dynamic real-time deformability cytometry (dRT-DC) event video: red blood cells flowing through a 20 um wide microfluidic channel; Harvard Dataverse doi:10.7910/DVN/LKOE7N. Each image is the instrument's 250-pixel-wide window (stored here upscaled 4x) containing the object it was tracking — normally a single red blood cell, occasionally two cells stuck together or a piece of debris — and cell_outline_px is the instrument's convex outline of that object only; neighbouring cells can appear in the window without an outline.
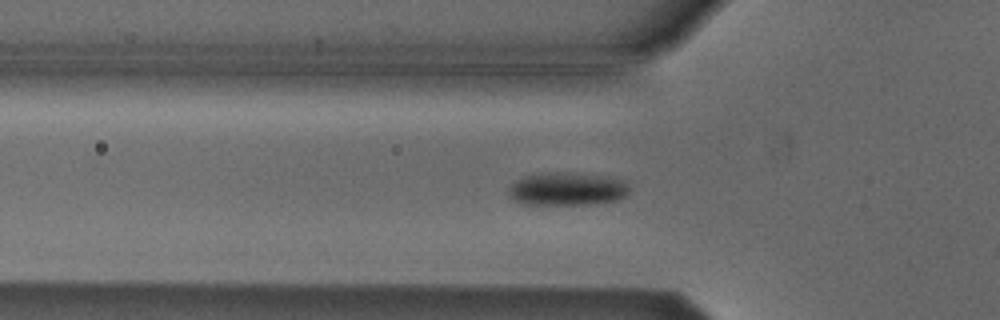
{"species": "Egyptian fruit bat (a non-hibernating species)", "species_latin": "Rousettus aegyptiacus", "temperature_condition": "cold", "stored_images_in_passage": 6, "camera_frame_rate_fps": 3000, "um_per_image_px": 0.085, "animal": {"sex": "male"}, "frame": {"image": 1, "passage_image": 5, "time_ms": 1.333, "image_size_px": [1000, 320], "cell_outline_px": [[628, 192], [624, 196], [616, 200], [588, 204], [520, 204], [512, 200], [508, 196], [508, 188], [516, 180], [524, 176], [548, 172], [568, 172], [608, 176], [628, 180]], "centroid_in_image_um": [48.19, 16.05], "position_along_channel_um": 77.6, "area_um2": 23.58}}